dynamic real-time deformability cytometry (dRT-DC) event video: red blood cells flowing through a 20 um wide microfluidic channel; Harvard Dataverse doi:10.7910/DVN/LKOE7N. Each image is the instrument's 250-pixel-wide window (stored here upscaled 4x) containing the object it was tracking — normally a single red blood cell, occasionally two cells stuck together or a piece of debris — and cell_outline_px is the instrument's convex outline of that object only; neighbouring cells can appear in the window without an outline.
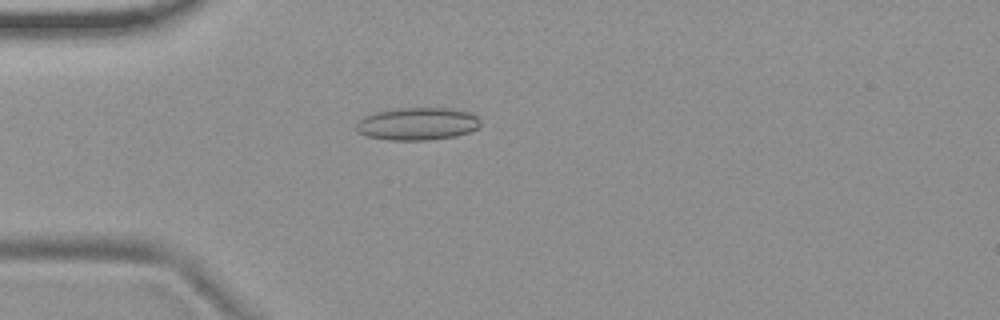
{"species": "common noctule bat (a hibernating species)", "species_latin": "Nyctalus noctula", "temperature_condition": "room temperature", "stored_images_in_passage": 48, "camera_frame_rate_fps": 3000, "um_per_image_px": 0.085, "animal": {"sex": "female", "body_mass_g": 19.9}, "frame": {"image": 1, "passage_image": 9, "time_ms": 2.667, "image_size_px": [1000, 320], "cell_outline_px": [[480, 128], [456, 136], [428, 140], [388, 140], [364, 136], [356, 132], [356, 124], [364, 116], [372, 112], [396, 108], [452, 108], [472, 112], [480, 120]], "centroid_in_image_um": [35.47, 10.52], "position_along_channel_um": 49.5, "area_um2": 24.04}}
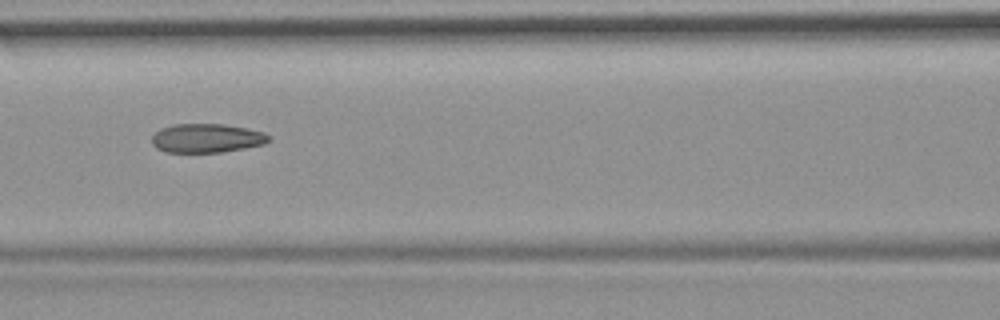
{"frame": {"image": 2, "passage_image": 18, "time_ms": 5.667, "image_size_px": [1000, 320], "cell_outline_px": [[272, 140], [264, 144], [224, 152], [164, 152], [156, 148], [152, 144], [152, 136], [160, 128], [172, 124], [224, 124], [248, 128], [264, 132], [272, 136]], "centroid_in_image_um": [17.6, 11.74], "position_along_channel_um": 149.0, "area_um2": 20.0}}
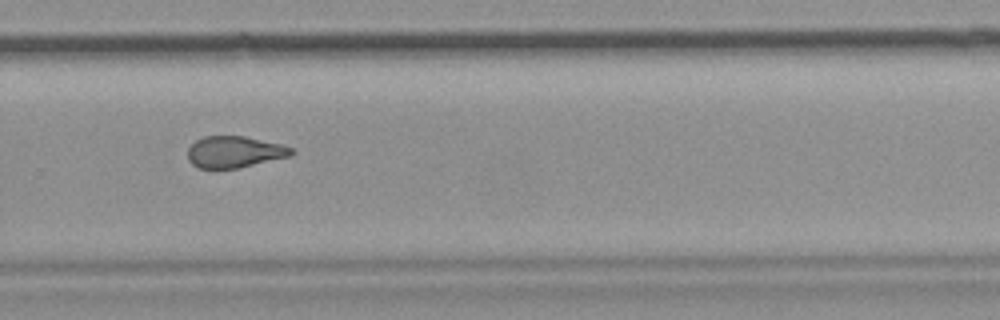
{"frame": {"image": 3, "passage_image": 31, "time_ms": 10.0, "image_size_px": [1000, 320], "cell_outline_px": [[296, 152], [292, 156], [236, 168], [196, 168], [188, 160], [188, 148], [196, 140], [204, 136], [244, 136], [280, 144], [292, 148]], "centroid_in_image_um": [19.93, 12.91], "position_along_channel_um": 309.9, "area_um2": 19.02}, "authors_computed_cell_mechanics": {"area_um2": 20.2878, "velocity_mm_per_s": 3.7268, "shape_relaxation_time_tau1_ms": null, "shape_relaxation_time_tau2_ms": 2.4825, "deformation_change_tau1": null, "deformation_change_tau2": 0.1035}}